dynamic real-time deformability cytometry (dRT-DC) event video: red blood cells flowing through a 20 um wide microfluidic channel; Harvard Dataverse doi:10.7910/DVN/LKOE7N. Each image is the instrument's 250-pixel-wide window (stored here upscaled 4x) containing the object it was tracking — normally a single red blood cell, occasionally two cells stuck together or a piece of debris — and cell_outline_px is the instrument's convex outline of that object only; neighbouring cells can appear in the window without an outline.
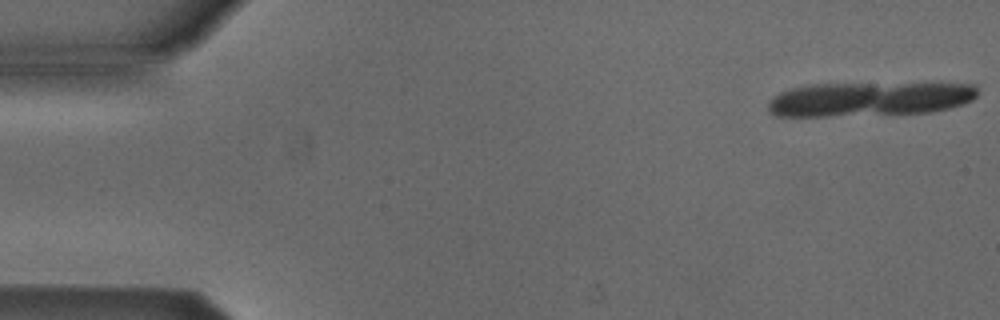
{"species": "Egyptian fruit bat (a non-hibernating species)", "species_latin": "Rousettus aegyptiacus", "temperature_condition": "cold", "stored_images_in_passage": 8, "camera_frame_rate_fps": 3000, "um_per_image_px": 0.085, "animal": {"sex": "male"}, "frame": {"image": 1, "passage_image": 1, "time_ms": 0.0, "image_size_px": [1000, 320], "cell_outline_px": [[976, 96], [972, 100], [948, 108], [928, 112], [828, 116], [776, 116], [768, 108], [768, 104], [780, 92], [792, 88], [812, 84], [976, 84]], "centroid_in_image_um": [73.87, 8.42], "position_along_channel_um": 11.1, "area_um2": 40.92}}